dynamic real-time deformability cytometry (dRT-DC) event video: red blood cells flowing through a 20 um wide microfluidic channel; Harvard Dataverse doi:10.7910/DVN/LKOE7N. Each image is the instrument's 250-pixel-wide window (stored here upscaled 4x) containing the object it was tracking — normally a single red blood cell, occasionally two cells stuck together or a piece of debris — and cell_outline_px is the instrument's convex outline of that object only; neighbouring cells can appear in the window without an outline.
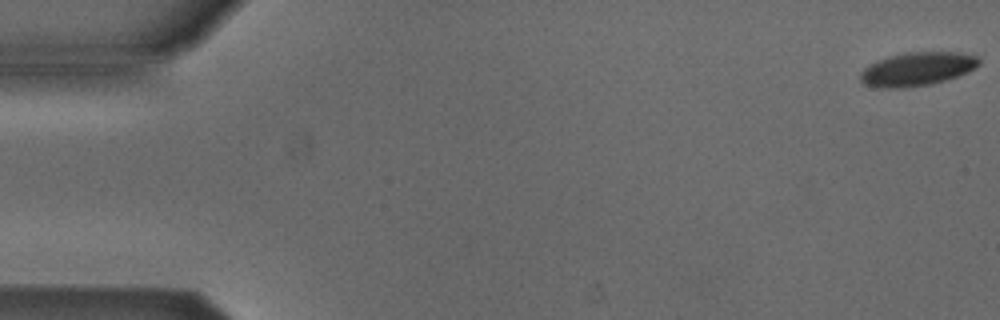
{"species": "Egyptian fruit bat (a non-hibernating species)", "species_latin": "Rousettus aegyptiacus", "temperature_condition": "cold", "stored_images_in_passage": 53, "camera_frame_rate_fps": 3000, "um_per_image_px": 0.085, "animal": {"sex": "male"}, "frame": {"image": 1, "passage_image": 1, "time_ms": 0.0, "image_size_px": [1000, 320], "cell_outline_px": [[980, 64], [968, 72], [944, 80], [928, 84], [904, 88], [884, 88], [864, 84], [860, 80], [860, 72], [864, 68], [876, 60], [888, 56], [904, 52], [960, 52], [976, 56], [980, 60]], "centroid_in_image_um": [77.94, 5.85], "position_along_channel_um": 7.1, "area_um2": 23.18}}
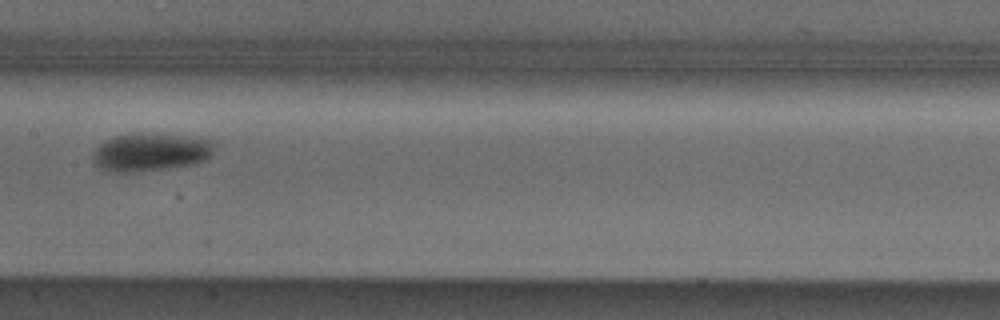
{"frame": {"image": 2, "passage_image": 27, "time_ms": 8.667, "image_size_px": [1000, 320], "cell_outline_px": [[216, 140], [212, 152], [208, 160], [196, 164], [164, 168], [128, 172], [116, 172], [100, 168], [92, 164], [92, 152], [100, 144], [112, 136], [128, 132], [140, 132], [180, 136]], "centroid_in_image_um": [12.77, 12.91], "position_along_channel_um": 194.6, "area_um2": 27.28}}
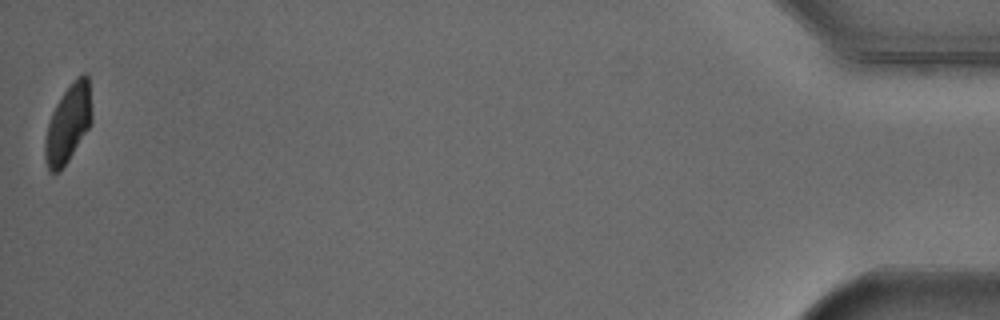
{"frame": {"image": 3, "passage_image": 53, "time_ms": 17.333, "image_size_px": [1000, 320], "cell_outline_px": [[92, 124], [60, 172], [52, 172], [48, 168], [44, 160], [44, 140], [48, 124], [52, 112], [56, 104], [72, 80], [84, 72], [88, 72], [92, 112]], "centroid_in_image_um": [5.8, 10.48], "position_along_channel_um": 429.4, "area_um2": 21.5}, "authors_computed_cell_mechanics": {"area_um2": 25.3742, "velocity_mm_per_s": 3.8713, "shape_relaxation_time_tau1_ms": 4.9184, "shape_relaxation_time_tau2_ms": null, "deformation_change_tau1": 0.1328, "deformation_change_tau2": null}}